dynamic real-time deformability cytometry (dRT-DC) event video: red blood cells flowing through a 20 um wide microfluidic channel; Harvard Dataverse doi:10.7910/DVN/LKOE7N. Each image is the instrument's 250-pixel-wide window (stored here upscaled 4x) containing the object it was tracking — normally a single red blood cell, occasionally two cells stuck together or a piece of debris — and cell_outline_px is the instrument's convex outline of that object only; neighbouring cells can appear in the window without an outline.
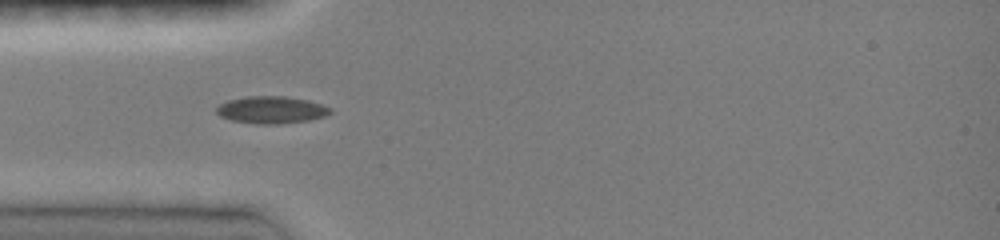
{"species": "common noctule bat (a hibernating species)", "species_latin": "Nyctalus noctula", "temperature_condition": "room temperature", "stored_images_in_passage": 34, "camera_frame_rate_fps": 3000, "um_per_image_px": 0.085, "animal": {"sex": "female", "body_mass_g": 19.0, "forearm_length_mm": 51.5}, "frame": {"image": 1, "passage_image": 6, "time_ms": 1.667, "image_size_px": [1000, 240], "cell_outline_px": [[332, 112], [324, 116], [308, 120], [276, 124], [256, 124], [232, 120], [220, 116], [216, 112], [216, 108], [220, 104], [228, 100], [248, 96], [284, 96], [308, 100], [332, 108]], "centroid_in_image_um": [23.06, 9.33], "position_along_channel_um": 61.9, "area_um2": 17.92}}
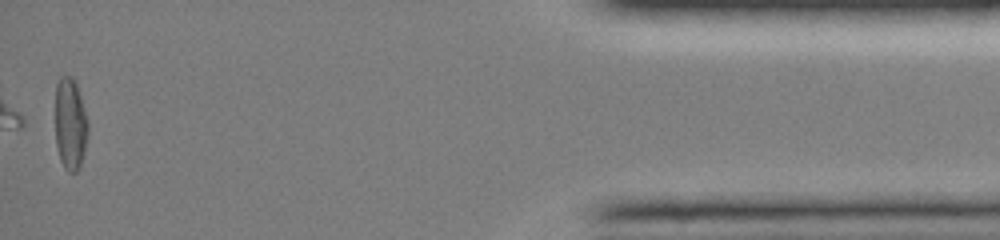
{"frame": {"image": 2, "passage_image": 34, "time_ms": 12.333, "image_size_px": [1000, 240], "cell_outline_px": [[88, 132], [80, 168], [76, 172], [68, 172], [64, 168], [60, 160], [56, 144], [56, 84], [60, 76], [72, 76], [76, 80], [88, 120]], "centroid_in_image_um": [5.98, 10.52], "position_along_channel_um": 429.2, "area_um2": 17.74}, "authors_computed_cell_mechanics": {"area_um2": 17.5134, "velocity_mm_per_s": 4.1196, "shape_relaxation_time_tau1_ms": null, "shape_relaxation_time_tau2_ms": 3.9481, "deformation_change_tau1": null, "deformation_change_tau2": 0.0516}}